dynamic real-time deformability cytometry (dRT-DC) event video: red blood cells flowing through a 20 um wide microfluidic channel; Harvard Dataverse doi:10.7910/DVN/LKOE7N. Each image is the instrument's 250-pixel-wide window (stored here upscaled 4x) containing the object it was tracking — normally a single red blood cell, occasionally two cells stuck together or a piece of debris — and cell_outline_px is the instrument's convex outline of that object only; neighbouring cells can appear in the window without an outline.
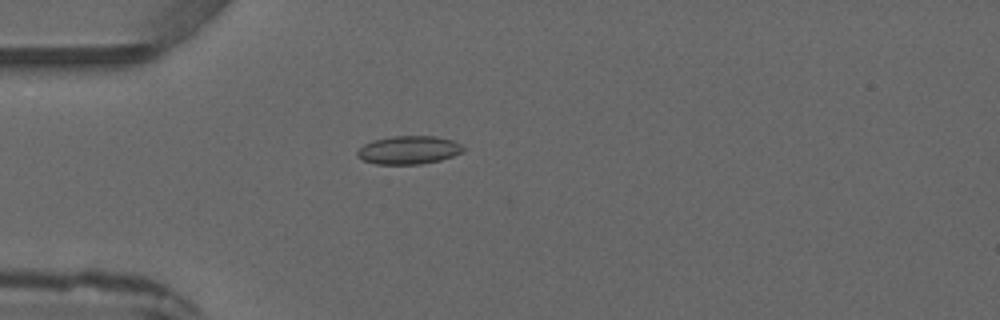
{"species": "common noctule bat (a hibernating species)", "species_latin": "Nyctalus noctula", "temperature_condition": "warm", "stored_images_in_passage": 3, "camera_frame_rate_fps": 3000, "um_per_image_px": 0.085, "animal": {"sex": "male", "forearm_length_mm": 52.5}, "frame": {"image": 1, "passage_image": 3, "time_ms": 4.0, "image_size_px": [1000, 320], "cell_outline_px": [[464, 152], [440, 160], [420, 164], [376, 164], [364, 160], [356, 156], [356, 152], [364, 144], [372, 140], [392, 136], [436, 136], [452, 140], [460, 144], [464, 148]], "centroid_in_image_um": [34.73, 12.75], "position_along_channel_um": 50.3, "area_um2": 17.46}}